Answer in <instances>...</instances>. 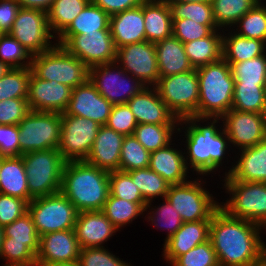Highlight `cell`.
Returning <instances> with one entry per match:
<instances>
[{"instance_id":"d6a6232c","label":"cell","mask_w":266,"mask_h":266,"mask_svg":"<svg viewBox=\"0 0 266 266\" xmlns=\"http://www.w3.org/2000/svg\"><path fill=\"white\" fill-rule=\"evenodd\" d=\"M178 127L179 124H137L133 135L151 153L177 142Z\"/></svg>"},{"instance_id":"11a10c76","label":"cell","mask_w":266,"mask_h":266,"mask_svg":"<svg viewBox=\"0 0 266 266\" xmlns=\"http://www.w3.org/2000/svg\"><path fill=\"white\" fill-rule=\"evenodd\" d=\"M30 111L27 98L0 101V125H18Z\"/></svg>"},{"instance_id":"9a60e30c","label":"cell","mask_w":266,"mask_h":266,"mask_svg":"<svg viewBox=\"0 0 266 266\" xmlns=\"http://www.w3.org/2000/svg\"><path fill=\"white\" fill-rule=\"evenodd\" d=\"M100 125L91 119L61 113V139L58 151L66 162L85 161Z\"/></svg>"},{"instance_id":"7c38bea8","label":"cell","mask_w":266,"mask_h":266,"mask_svg":"<svg viewBox=\"0 0 266 266\" xmlns=\"http://www.w3.org/2000/svg\"><path fill=\"white\" fill-rule=\"evenodd\" d=\"M89 80L97 91L113 105L127 104L145 87L116 62L92 66L89 70Z\"/></svg>"},{"instance_id":"7a4b0ae2","label":"cell","mask_w":266,"mask_h":266,"mask_svg":"<svg viewBox=\"0 0 266 266\" xmlns=\"http://www.w3.org/2000/svg\"><path fill=\"white\" fill-rule=\"evenodd\" d=\"M265 232L258 224L232 217L219 207L212 215L209 239L220 265L256 266Z\"/></svg>"},{"instance_id":"2e32d148","label":"cell","mask_w":266,"mask_h":266,"mask_svg":"<svg viewBox=\"0 0 266 266\" xmlns=\"http://www.w3.org/2000/svg\"><path fill=\"white\" fill-rule=\"evenodd\" d=\"M115 62L145 86H156L159 81L155 43L145 40L117 48Z\"/></svg>"},{"instance_id":"7402d4cb","label":"cell","mask_w":266,"mask_h":266,"mask_svg":"<svg viewBox=\"0 0 266 266\" xmlns=\"http://www.w3.org/2000/svg\"><path fill=\"white\" fill-rule=\"evenodd\" d=\"M74 231L81 249L107 247V241L120 232L101 210L78 213Z\"/></svg>"},{"instance_id":"9f6ffc18","label":"cell","mask_w":266,"mask_h":266,"mask_svg":"<svg viewBox=\"0 0 266 266\" xmlns=\"http://www.w3.org/2000/svg\"><path fill=\"white\" fill-rule=\"evenodd\" d=\"M27 212V201L0 193V226L4 227L13 223Z\"/></svg>"},{"instance_id":"d4e9b609","label":"cell","mask_w":266,"mask_h":266,"mask_svg":"<svg viewBox=\"0 0 266 266\" xmlns=\"http://www.w3.org/2000/svg\"><path fill=\"white\" fill-rule=\"evenodd\" d=\"M182 148V142L179 145L176 142H171L166 147L150 153L149 168L163 177L170 185L181 184L191 178Z\"/></svg>"},{"instance_id":"003e7915","label":"cell","mask_w":266,"mask_h":266,"mask_svg":"<svg viewBox=\"0 0 266 266\" xmlns=\"http://www.w3.org/2000/svg\"><path fill=\"white\" fill-rule=\"evenodd\" d=\"M9 68L0 61V78Z\"/></svg>"},{"instance_id":"1f68e13d","label":"cell","mask_w":266,"mask_h":266,"mask_svg":"<svg viewBox=\"0 0 266 266\" xmlns=\"http://www.w3.org/2000/svg\"><path fill=\"white\" fill-rule=\"evenodd\" d=\"M183 45L194 69L217 62L222 59L223 30H214L205 38L186 42Z\"/></svg>"},{"instance_id":"c3c4849f","label":"cell","mask_w":266,"mask_h":266,"mask_svg":"<svg viewBox=\"0 0 266 266\" xmlns=\"http://www.w3.org/2000/svg\"><path fill=\"white\" fill-rule=\"evenodd\" d=\"M109 194L130 202L147 203L130 174L121 170L109 172Z\"/></svg>"},{"instance_id":"e0dca14e","label":"cell","mask_w":266,"mask_h":266,"mask_svg":"<svg viewBox=\"0 0 266 266\" xmlns=\"http://www.w3.org/2000/svg\"><path fill=\"white\" fill-rule=\"evenodd\" d=\"M221 119L233 155L236 151L253 147L266 138L261 113L230 109Z\"/></svg>"},{"instance_id":"44dd1931","label":"cell","mask_w":266,"mask_h":266,"mask_svg":"<svg viewBox=\"0 0 266 266\" xmlns=\"http://www.w3.org/2000/svg\"><path fill=\"white\" fill-rule=\"evenodd\" d=\"M81 247L74 229L46 233L39 238L37 264L78 262Z\"/></svg>"},{"instance_id":"6da1fadb","label":"cell","mask_w":266,"mask_h":266,"mask_svg":"<svg viewBox=\"0 0 266 266\" xmlns=\"http://www.w3.org/2000/svg\"><path fill=\"white\" fill-rule=\"evenodd\" d=\"M221 123V117L190 116L180 119L177 137H180L178 141H181L184 136L181 142L184 143L182 146L185 163L194 176L196 174L209 179L211 174L210 178H214L220 170L224 172L223 168L225 172L221 174L222 177L230 172V167L226 166L231 162L228 157L232 158V161L234 159L230 156V140Z\"/></svg>"},{"instance_id":"e575fe53","label":"cell","mask_w":266,"mask_h":266,"mask_svg":"<svg viewBox=\"0 0 266 266\" xmlns=\"http://www.w3.org/2000/svg\"><path fill=\"white\" fill-rule=\"evenodd\" d=\"M91 0H54L47 12L48 26L57 39Z\"/></svg>"},{"instance_id":"f5cc1de1","label":"cell","mask_w":266,"mask_h":266,"mask_svg":"<svg viewBox=\"0 0 266 266\" xmlns=\"http://www.w3.org/2000/svg\"><path fill=\"white\" fill-rule=\"evenodd\" d=\"M217 25H201L191 19H175L172 25V35L182 43L202 39L209 36Z\"/></svg>"},{"instance_id":"cb8c5ba5","label":"cell","mask_w":266,"mask_h":266,"mask_svg":"<svg viewBox=\"0 0 266 266\" xmlns=\"http://www.w3.org/2000/svg\"><path fill=\"white\" fill-rule=\"evenodd\" d=\"M211 219L183 222L182 226L165 242L162 257L171 264L177 257L209 240Z\"/></svg>"},{"instance_id":"836d02e7","label":"cell","mask_w":266,"mask_h":266,"mask_svg":"<svg viewBox=\"0 0 266 266\" xmlns=\"http://www.w3.org/2000/svg\"><path fill=\"white\" fill-rule=\"evenodd\" d=\"M146 206L147 203L130 202L109 194L101 211L121 231L124 227L129 226L130 223H134L133 221L137 220L138 217L139 219L141 216L143 218Z\"/></svg>"},{"instance_id":"bcb514c9","label":"cell","mask_w":266,"mask_h":266,"mask_svg":"<svg viewBox=\"0 0 266 266\" xmlns=\"http://www.w3.org/2000/svg\"><path fill=\"white\" fill-rule=\"evenodd\" d=\"M150 152L135 138L134 135L125 136L120 152L121 171H132L149 167Z\"/></svg>"},{"instance_id":"ba28073f","label":"cell","mask_w":266,"mask_h":266,"mask_svg":"<svg viewBox=\"0 0 266 266\" xmlns=\"http://www.w3.org/2000/svg\"><path fill=\"white\" fill-rule=\"evenodd\" d=\"M30 201L61 192L62 175L66 161L58 149L32 151L22 154Z\"/></svg>"},{"instance_id":"03108f58","label":"cell","mask_w":266,"mask_h":266,"mask_svg":"<svg viewBox=\"0 0 266 266\" xmlns=\"http://www.w3.org/2000/svg\"><path fill=\"white\" fill-rule=\"evenodd\" d=\"M167 2H209L211 0H166Z\"/></svg>"},{"instance_id":"be15d7a7","label":"cell","mask_w":266,"mask_h":266,"mask_svg":"<svg viewBox=\"0 0 266 266\" xmlns=\"http://www.w3.org/2000/svg\"><path fill=\"white\" fill-rule=\"evenodd\" d=\"M260 263L263 266H266V243L264 242V239H263V242H262V245H261Z\"/></svg>"},{"instance_id":"d590c367","label":"cell","mask_w":266,"mask_h":266,"mask_svg":"<svg viewBox=\"0 0 266 266\" xmlns=\"http://www.w3.org/2000/svg\"><path fill=\"white\" fill-rule=\"evenodd\" d=\"M110 16L90 2L61 35H87L97 30L110 29Z\"/></svg>"},{"instance_id":"6125c7cd","label":"cell","mask_w":266,"mask_h":266,"mask_svg":"<svg viewBox=\"0 0 266 266\" xmlns=\"http://www.w3.org/2000/svg\"><path fill=\"white\" fill-rule=\"evenodd\" d=\"M36 266H79L78 262H55L50 264H36Z\"/></svg>"},{"instance_id":"f6af8a7d","label":"cell","mask_w":266,"mask_h":266,"mask_svg":"<svg viewBox=\"0 0 266 266\" xmlns=\"http://www.w3.org/2000/svg\"><path fill=\"white\" fill-rule=\"evenodd\" d=\"M172 21L191 19L201 25H216L212 4L209 2H167Z\"/></svg>"},{"instance_id":"f546056e","label":"cell","mask_w":266,"mask_h":266,"mask_svg":"<svg viewBox=\"0 0 266 266\" xmlns=\"http://www.w3.org/2000/svg\"><path fill=\"white\" fill-rule=\"evenodd\" d=\"M27 182L22 155L1 157L0 193L21 198L29 203L30 194Z\"/></svg>"},{"instance_id":"4dcf8cb0","label":"cell","mask_w":266,"mask_h":266,"mask_svg":"<svg viewBox=\"0 0 266 266\" xmlns=\"http://www.w3.org/2000/svg\"><path fill=\"white\" fill-rule=\"evenodd\" d=\"M265 53V42L239 36L231 29L223 30L222 58L227 63H239Z\"/></svg>"},{"instance_id":"b9f144b4","label":"cell","mask_w":266,"mask_h":266,"mask_svg":"<svg viewBox=\"0 0 266 266\" xmlns=\"http://www.w3.org/2000/svg\"><path fill=\"white\" fill-rule=\"evenodd\" d=\"M235 84L266 85V53L239 63H228Z\"/></svg>"},{"instance_id":"680465c9","label":"cell","mask_w":266,"mask_h":266,"mask_svg":"<svg viewBox=\"0 0 266 266\" xmlns=\"http://www.w3.org/2000/svg\"><path fill=\"white\" fill-rule=\"evenodd\" d=\"M20 5L16 0H0V30L9 33Z\"/></svg>"},{"instance_id":"e7e4bbea","label":"cell","mask_w":266,"mask_h":266,"mask_svg":"<svg viewBox=\"0 0 266 266\" xmlns=\"http://www.w3.org/2000/svg\"><path fill=\"white\" fill-rule=\"evenodd\" d=\"M261 117H262V123H263V128H264V133L266 136V105L261 111Z\"/></svg>"},{"instance_id":"4fadbf2b","label":"cell","mask_w":266,"mask_h":266,"mask_svg":"<svg viewBox=\"0 0 266 266\" xmlns=\"http://www.w3.org/2000/svg\"><path fill=\"white\" fill-rule=\"evenodd\" d=\"M56 44L63 46L89 68L114 63L116 60L117 48L110 29L97 30V33L87 35H60Z\"/></svg>"},{"instance_id":"8fae6325","label":"cell","mask_w":266,"mask_h":266,"mask_svg":"<svg viewBox=\"0 0 266 266\" xmlns=\"http://www.w3.org/2000/svg\"><path fill=\"white\" fill-rule=\"evenodd\" d=\"M39 236L46 233L74 229L78 211L62 193L32 199L28 203Z\"/></svg>"},{"instance_id":"9c48e42d","label":"cell","mask_w":266,"mask_h":266,"mask_svg":"<svg viewBox=\"0 0 266 266\" xmlns=\"http://www.w3.org/2000/svg\"><path fill=\"white\" fill-rule=\"evenodd\" d=\"M155 87L161 100L177 118L198 117L199 81L196 69L160 77Z\"/></svg>"},{"instance_id":"8992f818","label":"cell","mask_w":266,"mask_h":266,"mask_svg":"<svg viewBox=\"0 0 266 266\" xmlns=\"http://www.w3.org/2000/svg\"><path fill=\"white\" fill-rule=\"evenodd\" d=\"M30 68L36 77L54 80L72 89L89 80L90 68L58 44L40 54L32 55Z\"/></svg>"},{"instance_id":"484cf974","label":"cell","mask_w":266,"mask_h":266,"mask_svg":"<svg viewBox=\"0 0 266 266\" xmlns=\"http://www.w3.org/2000/svg\"><path fill=\"white\" fill-rule=\"evenodd\" d=\"M124 138L125 135L106 125L100 126L89 156L85 161L108 172L119 170L120 152Z\"/></svg>"},{"instance_id":"4316f807","label":"cell","mask_w":266,"mask_h":266,"mask_svg":"<svg viewBox=\"0 0 266 266\" xmlns=\"http://www.w3.org/2000/svg\"><path fill=\"white\" fill-rule=\"evenodd\" d=\"M110 30L116 48L146 40L143 2L110 16Z\"/></svg>"},{"instance_id":"91938a15","label":"cell","mask_w":266,"mask_h":266,"mask_svg":"<svg viewBox=\"0 0 266 266\" xmlns=\"http://www.w3.org/2000/svg\"><path fill=\"white\" fill-rule=\"evenodd\" d=\"M144 0H91L109 16L139 6Z\"/></svg>"},{"instance_id":"5bb4252c","label":"cell","mask_w":266,"mask_h":266,"mask_svg":"<svg viewBox=\"0 0 266 266\" xmlns=\"http://www.w3.org/2000/svg\"><path fill=\"white\" fill-rule=\"evenodd\" d=\"M8 34L31 55L47 51L56 44V38L48 26L47 12L39 9L21 7Z\"/></svg>"},{"instance_id":"f35d334b","label":"cell","mask_w":266,"mask_h":266,"mask_svg":"<svg viewBox=\"0 0 266 266\" xmlns=\"http://www.w3.org/2000/svg\"><path fill=\"white\" fill-rule=\"evenodd\" d=\"M128 173L147 203L156 202L155 200L159 202L160 199L165 198L170 184L149 167L128 171Z\"/></svg>"},{"instance_id":"f1b7e54d","label":"cell","mask_w":266,"mask_h":266,"mask_svg":"<svg viewBox=\"0 0 266 266\" xmlns=\"http://www.w3.org/2000/svg\"><path fill=\"white\" fill-rule=\"evenodd\" d=\"M146 41L156 43L172 36L173 21L166 0H144Z\"/></svg>"},{"instance_id":"5b68a950","label":"cell","mask_w":266,"mask_h":266,"mask_svg":"<svg viewBox=\"0 0 266 266\" xmlns=\"http://www.w3.org/2000/svg\"><path fill=\"white\" fill-rule=\"evenodd\" d=\"M220 185L229 195L225 202H219L227 214L248 220L266 230V183L221 179ZM224 182V183H223Z\"/></svg>"},{"instance_id":"816d5d0a","label":"cell","mask_w":266,"mask_h":266,"mask_svg":"<svg viewBox=\"0 0 266 266\" xmlns=\"http://www.w3.org/2000/svg\"><path fill=\"white\" fill-rule=\"evenodd\" d=\"M2 259V260H1ZM0 260L2 266H36V255L24 244L2 242Z\"/></svg>"},{"instance_id":"a7ac6f4b","label":"cell","mask_w":266,"mask_h":266,"mask_svg":"<svg viewBox=\"0 0 266 266\" xmlns=\"http://www.w3.org/2000/svg\"><path fill=\"white\" fill-rule=\"evenodd\" d=\"M3 237H4L3 227L0 226V250H1V246H2Z\"/></svg>"},{"instance_id":"83f0119b","label":"cell","mask_w":266,"mask_h":266,"mask_svg":"<svg viewBox=\"0 0 266 266\" xmlns=\"http://www.w3.org/2000/svg\"><path fill=\"white\" fill-rule=\"evenodd\" d=\"M160 77H166L194 69L185 53L183 43L170 36L155 43Z\"/></svg>"},{"instance_id":"277c9868","label":"cell","mask_w":266,"mask_h":266,"mask_svg":"<svg viewBox=\"0 0 266 266\" xmlns=\"http://www.w3.org/2000/svg\"><path fill=\"white\" fill-rule=\"evenodd\" d=\"M196 71L199 81L198 117H222L233 104L235 81L230 65L222 58Z\"/></svg>"},{"instance_id":"60d3db41","label":"cell","mask_w":266,"mask_h":266,"mask_svg":"<svg viewBox=\"0 0 266 266\" xmlns=\"http://www.w3.org/2000/svg\"><path fill=\"white\" fill-rule=\"evenodd\" d=\"M2 242H17L26 245L35 255L39 250V234L31 215L27 212L13 223L3 227Z\"/></svg>"},{"instance_id":"f907efd6","label":"cell","mask_w":266,"mask_h":266,"mask_svg":"<svg viewBox=\"0 0 266 266\" xmlns=\"http://www.w3.org/2000/svg\"><path fill=\"white\" fill-rule=\"evenodd\" d=\"M121 259L107 247H88L81 249L78 263L79 266H132Z\"/></svg>"},{"instance_id":"603a6c76","label":"cell","mask_w":266,"mask_h":266,"mask_svg":"<svg viewBox=\"0 0 266 266\" xmlns=\"http://www.w3.org/2000/svg\"><path fill=\"white\" fill-rule=\"evenodd\" d=\"M229 164L230 172L223 179L266 183V138L235 152L234 162Z\"/></svg>"},{"instance_id":"d6986e66","label":"cell","mask_w":266,"mask_h":266,"mask_svg":"<svg viewBox=\"0 0 266 266\" xmlns=\"http://www.w3.org/2000/svg\"><path fill=\"white\" fill-rule=\"evenodd\" d=\"M113 104L104 98L88 80L72 89L65 113L91 119L103 126L107 123Z\"/></svg>"},{"instance_id":"52a82bcc","label":"cell","mask_w":266,"mask_h":266,"mask_svg":"<svg viewBox=\"0 0 266 266\" xmlns=\"http://www.w3.org/2000/svg\"><path fill=\"white\" fill-rule=\"evenodd\" d=\"M203 178L204 176H197L193 180L191 177L184 183L169 186L165 198L178 211L183 222L212 219V215L220 207L218 198L207 190L205 186H209L208 181Z\"/></svg>"},{"instance_id":"8d00e7d4","label":"cell","mask_w":266,"mask_h":266,"mask_svg":"<svg viewBox=\"0 0 266 266\" xmlns=\"http://www.w3.org/2000/svg\"><path fill=\"white\" fill-rule=\"evenodd\" d=\"M163 202L154 206V202H148L145 207V221L152 224L153 228L158 230H166L167 233L164 242L168 240L183 224V221L173 205L166 199H161ZM153 203V204H152Z\"/></svg>"},{"instance_id":"681fc988","label":"cell","mask_w":266,"mask_h":266,"mask_svg":"<svg viewBox=\"0 0 266 266\" xmlns=\"http://www.w3.org/2000/svg\"><path fill=\"white\" fill-rule=\"evenodd\" d=\"M218 264L216 252L209 239L177 257L170 266H217Z\"/></svg>"},{"instance_id":"7bdbcfd3","label":"cell","mask_w":266,"mask_h":266,"mask_svg":"<svg viewBox=\"0 0 266 266\" xmlns=\"http://www.w3.org/2000/svg\"><path fill=\"white\" fill-rule=\"evenodd\" d=\"M266 105V85L234 84L232 109L261 113Z\"/></svg>"},{"instance_id":"3957f363","label":"cell","mask_w":266,"mask_h":266,"mask_svg":"<svg viewBox=\"0 0 266 266\" xmlns=\"http://www.w3.org/2000/svg\"><path fill=\"white\" fill-rule=\"evenodd\" d=\"M61 192L78 213L102 210L109 195V172L86 161L66 162Z\"/></svg>"},{"instance_id":"30bf717a","label":"cell","mask_w":266,"mask_h":266,"mask_svg":"<svg viewBox=\"0 0 266 266\" xmlns=\"http://www.w3.org/2000/svg\"><path fill=\"white\" fill-rule=\"evenodd\" d=\"M20 156L58 149L61 139V113L30 111L18 124Z\"/></svg>"},{"instance_id":"ab89813d","label":"cell","mask_w":266,"mask_h":266,"mask_svg":"<svg viewBox=\"0 0 266 266\" xmlns=\"http://www.w3.org/2000/svg\"><path fill=\"white\" fill-rule=\"evenodd\" d=\"M231 30L239 36L266 43V0H261L249 10Z\"/></svg>"},{"instance_id":"94428289","label":"cell","mask_w":266,"mask_h":266,"mask_svg":"<svg viewBox=\"0 0 266 266\" xmlns=\"http://www.w3.org/2000/svg\"><path fill=\"white\" fill-rule=\"evenodd\" d=\"M20 7L39 9L48 12L54 0H16Z\"/></svg>"},{"instance_id":"7dc6e473","label":"cell","mask_w":266,"mask_h":266,"mask_svg":"<svg viewBox=\"0 0 266 266\" xmlns=\"http://www.w3.org/2000/svg\"><path fill=\"white\" fill-rule=\"evenodd\" d=\"M0 61L8 68L31 67L32 55L10 34L0 37Z\"/></svg>"},{"instance_id":"89a4df30","label":"cell","mask_w":266,"mask_h":266,"mask_svg":"<svg viewBox=\"0 0 266 266\" xmlns=\"http://www.w3.org/2000/svg\"><path fill=\"white\" fill-rule=\"evenodd\" d=\"M4 33L0 30V37L3 35Z\"/></svg>"},{"instance_id":"6f0895ef","label":"cell","mask_w":266,"mask_h":266,"mask_svg":"<svg viewBox=\"0 0 266 266\" xmlns=\"http://www.w3.org/2000/svg\"><path fill=\"white\" fill-rule=\"evenodd\" d=\"M18 125H0V157L20 156Z\"/></svg>"},{"instance_id":"ac0fdd59","label":"cell","mask_w":266,"mask_h":266,"mask_svg":"<svg viewBox=\"0 0 266 266\" xmlns=\"http://www.w3.org/2000/svg\"><path fill=\"white\" fill-rule=\"evenodd\" d=\"M72 88L57 81L36 77L32 71L28 88V105L31 111L64 113L71 98Z\"/></svg>"},{"instance_id":"74e56055","label":"cell","mask_w":266,"mask_h":266,"mask_svg":"<svg viewBox=\"0 0 266 266\" xmlns=\"http://www.w3.org/2000/svg\"><path fill=\"white\" fill-rule=\"evenodd\" d=\"M261 0H211L214 20L217 28L231 29Z\"/></svg>"},{"instance_id":"ee69618b","label":"cell","mask_w":266,"mask_h":266,"mask_svg":"<svg viewBox=\"0 0 266 266\" xmlns=\"http://www.w3.org/2000/svg\"><path fill=\"white\" fill-rule=\"evenodd\" d=\"M31 68H9L0 78V101L27 98Z\"/></svg>"},{"instance_id":"ffe728a7","label":"cell","mask_w":266,"mask_h":266,"mask_svg":"<svg viewBox=\"0 0 266 266\" xmlns=\"http://www.w3.org/2000/svg\"><path fill=\"white\" fill-rule=\"evenodd\" d=\"M138 124H179L180 119L161 100L155 86H145L128 102Z\"/></svg>"},{"instance_id":"db71d44e","label":"cell","mask_w":266,"mask_h":266,"mask_svg":"<svg viewBox=\"0 0 266 266\" xmlns=\"http://www.w3.org/2000/svg\"><path fill=\"white\" fill-rule=\"evenodd\" d=\"M137 124L128 104H116L113 105L105 125L118 133L128 136L134 134Z\"/></svg>"}]
</instances>
